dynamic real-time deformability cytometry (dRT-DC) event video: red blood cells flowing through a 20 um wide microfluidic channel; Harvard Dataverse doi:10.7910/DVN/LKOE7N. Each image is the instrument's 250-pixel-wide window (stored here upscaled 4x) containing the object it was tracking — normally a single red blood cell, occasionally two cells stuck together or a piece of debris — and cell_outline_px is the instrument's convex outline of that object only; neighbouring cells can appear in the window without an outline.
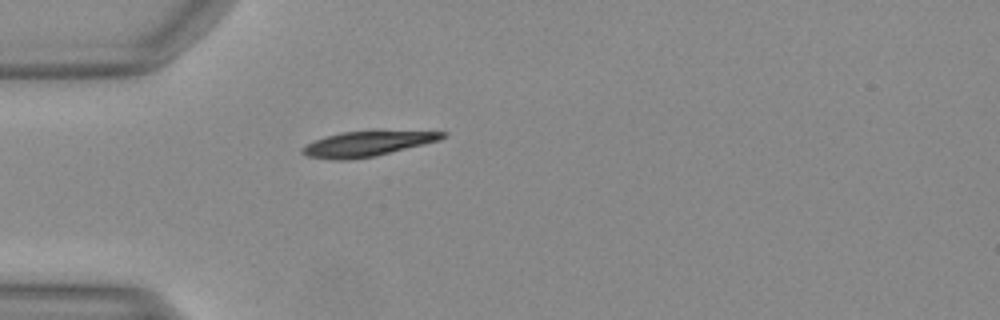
{"species": "Egyptian fruit bat (a non-hibernating species)", "species_latin": "Rousettus aegyptiacus", "temperature_condition": "warm", "stored_images_in_passage": 36, "camera_frame_rate_fps": 3000, "um_per_image_px": 0.085, "animal": {"sex": "female"}, "frame": {"image": 1, "passage_image": 1, "time_ms": 0.0, "image_size_px": [1000, 320], "cell_outline_px": [[448, 136], [440, 140], [376, 156], [348, 160], [336, 160], [308, 156], [300, 152], [300, 148], [304, 144], [340, 132], [372, 128], [380, 128], [448, 132]], "centroid_in_image_um": [31.3, 12.16], "position_along_channel_um": 53.7, "area_um2": 21.68}}
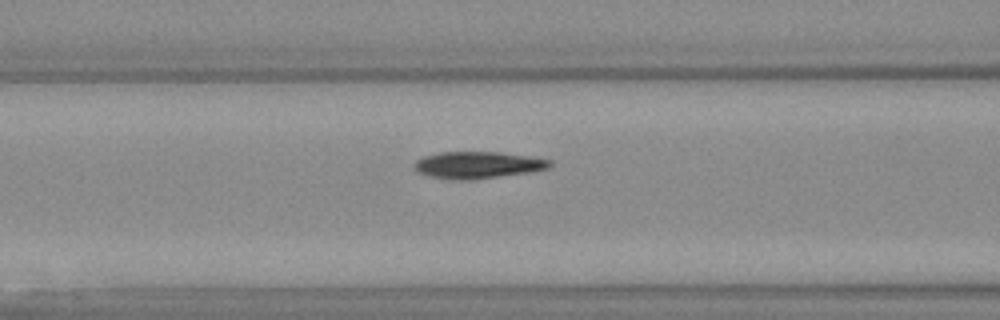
{"frame": {"image": 2, "passage_image": 7, "time_ms": 2.0, "image_size_px": [1000, 320], "cell_outline_px": [[552, 164], [548, 168], [532, 172], [464, 180], [460, 180], [428, 176], [416, 172], [412, 164], [416, 160], [424, 156], [440, 152], [496, 152], [532, 156], [552, 160]], "centroid_in_image_um": [40.6, 14.01], "position_along_channel_um": 126.0, "area_um2": 21.21}}
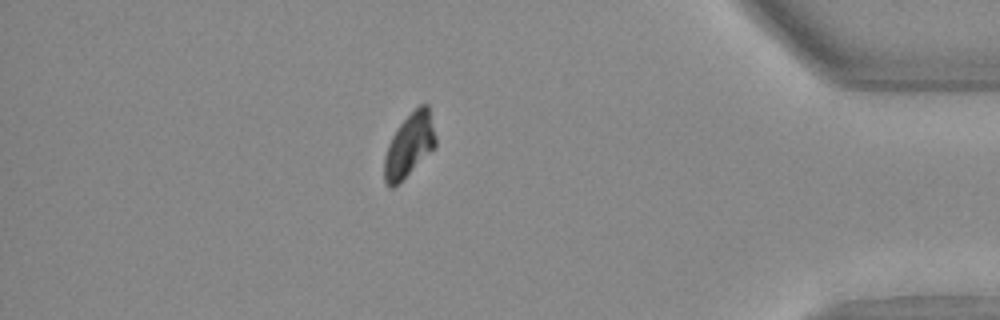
{"frame": {"image": 3, "passage_image": 30, "time_ms": 9.667, "image_size_px": [1000, 320], "cell_outline_px": [[436, 148], [392, 188], [388, 188], [384, 180], [384, 156], [388, 144], [392, 136], [400, 124], [420, 104], [428, 104], [436, 136]], "centroid_in_image_um": [34.8, 12.35], "position_along_channel_um": 400.4, "area_um2": 18.84}}